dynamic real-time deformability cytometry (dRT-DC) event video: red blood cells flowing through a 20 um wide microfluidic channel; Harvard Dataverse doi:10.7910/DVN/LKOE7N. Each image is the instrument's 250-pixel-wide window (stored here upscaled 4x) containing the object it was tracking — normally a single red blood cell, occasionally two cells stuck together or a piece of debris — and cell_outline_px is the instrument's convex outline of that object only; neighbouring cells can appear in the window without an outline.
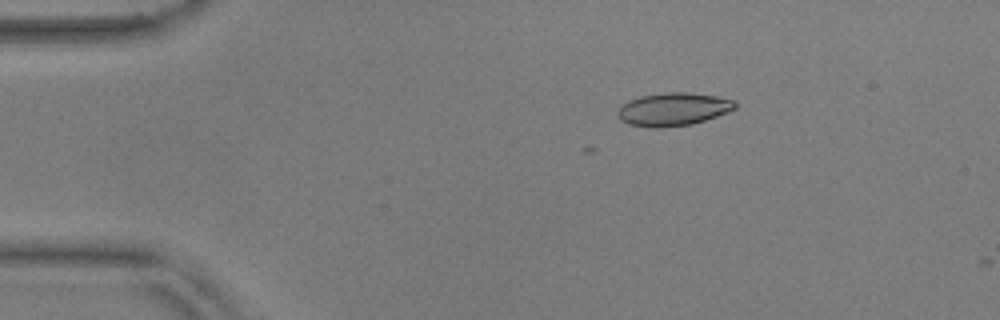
{"species": "common noctule bat (a hibernating species)", "species_latin": "Nyctalus noctula", "temperature_condition": "warm", "stored_images_in_passage": 3, "camera_frame_rate_fps": 3000, "um_per_image_px": 0.085, "animal": {"sex": "male", "body_mass_g": 17.9, "forearm_length_mm": 54.2}, "frame": {"image": 1, "passage_image": 1, "time_ms": 0.0, "image_size_px": [1000, 320], "cell_outline_px": [[736, 108], [728, 112], [692, 124], [656, 128], [652, 128], [628, 124], [620, 120], [616, 116], [616, 112], [628, 100], [640, 96], [664, 92], [684, 92], [716, 96], [736, 100]], "centroid_in_image_um": [57.2, 9.28], "position_along_channel_um": 27.8, "area_um2": 22.66}}